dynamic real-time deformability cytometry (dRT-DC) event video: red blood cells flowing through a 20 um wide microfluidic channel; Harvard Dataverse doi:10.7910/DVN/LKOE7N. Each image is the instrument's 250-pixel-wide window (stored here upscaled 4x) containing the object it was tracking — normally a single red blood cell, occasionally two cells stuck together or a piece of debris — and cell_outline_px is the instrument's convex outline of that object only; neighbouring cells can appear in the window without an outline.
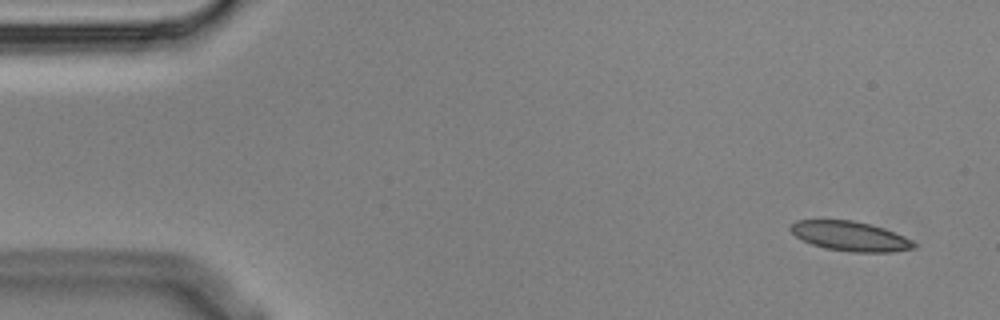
{"species": "Egyptian fruit bat (a non-hibernating species)", "species_latin": "Rousettus aegyptiacus", "temperature_condition": "cold", "stored_images_in_passage": 6, "camera_frame_rate_fps": 3000, "um_per_image_px": 0.085, "animal": {"sex": "male"}, "frame": {"image": 1, "passage_image": 1, "time_ms": 0.0, "image_size_px": [1000, 320], "cell_outline_px": [[916, 248], [892, 252], [852, 252], [824, 248], [812, 244], [796, 236], [788, 228], [796, 220], [852, 220], [884, 228], [904, 236], [912, 240], [916, 244]], "centroid_in_image_um": [72.28, 20.08], "position_along_channel_um": 12.7, "area_um2": 21.21}}
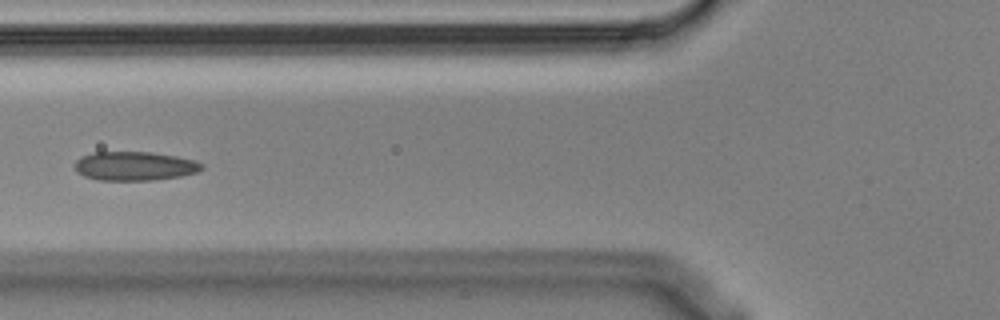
{"frame": {"image": 2, "passage_image": 6, "time_ms": 1.667, "image_size_px": [1000, 320], "cell_outline_px": [[204, 168], [196, 172], [180, 176], [152, 180], [96, 180], [84, 176], [76, 172], [76, 160], [80, 156], [92, 152], [152, 152], [176, 156], [196, 160], [204, 164]], "centroid_in_image_um": [11.44, 14.11], "position_along_channel_um": 114.4, "area_um2": 21.56}}